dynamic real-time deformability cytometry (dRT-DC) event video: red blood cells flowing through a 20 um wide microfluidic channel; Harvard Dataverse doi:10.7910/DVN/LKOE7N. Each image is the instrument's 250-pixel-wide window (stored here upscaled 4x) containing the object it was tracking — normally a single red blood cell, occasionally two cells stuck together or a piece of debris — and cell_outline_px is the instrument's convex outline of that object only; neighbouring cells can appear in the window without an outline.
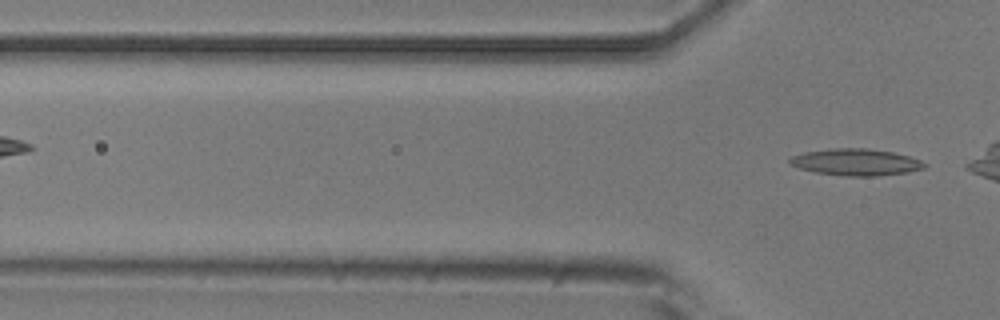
{"species": "common noctule bat (a hibernating species)", "species_latin": "Nyctalus noctula", "temperature_condition": "room temperature", "stored_images_in_passage": 3, "camera_frame_rate_fps": 3000, "um_per_image_px": 0.085, "animal": {"sex": "male", "body_mass_g": 20.5, "forearm_length_mm": 52.5}, "frame": {"image": 1, "passage_image": 3, "time_ms": 2.667, "image_size_px": [1000, 320], "cell_outline_px": [[928, 164], [924, 168], [908, 172], [876, 176], [844, 176], [816, 172], [800, 168], [788, 164], [788, 160], [792, 156], [804, 152], [832, 148], [868, 148], [892, 152], [908, 156], [920, 160]], "centroid_in_image_um": [72.74, 13.78], "position_along_channel_um": 53.1, "area_um2": 20.98}}